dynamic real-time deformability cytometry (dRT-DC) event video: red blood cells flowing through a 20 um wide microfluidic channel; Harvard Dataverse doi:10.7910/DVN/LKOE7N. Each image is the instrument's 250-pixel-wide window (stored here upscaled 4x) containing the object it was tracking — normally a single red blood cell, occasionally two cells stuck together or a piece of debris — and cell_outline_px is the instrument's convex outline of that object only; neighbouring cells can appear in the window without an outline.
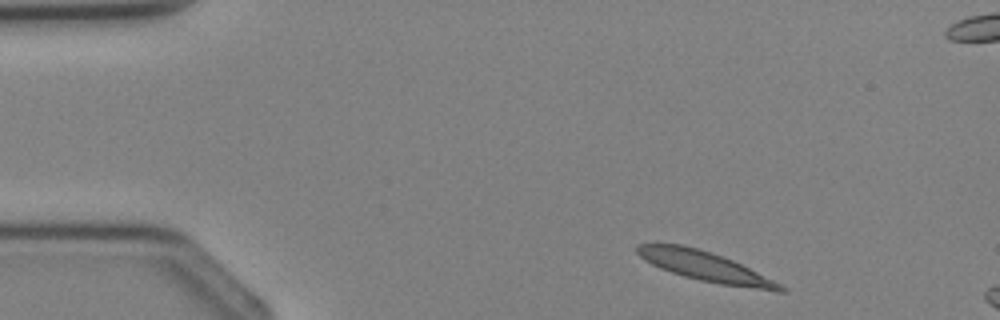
{"species": "Egyptian fruit bat (a non-hibernating species)", "species_latin": "Rousettus aegyptiacus", "temperature_condition": "cold", "stored_images_in_passage": 3, "camera_frame_rate_fps": 3000, "um_per_image_px": 0.085, "animal": {"sex": "female"}, "frame": {"image": 1, "passage_image": 1, "time_ms": 0.0, "image_size_px": [1000, 320], "cell_outline_px": [[788, 292], [776, 292], [720, 284], [700, 280], [684, 276], [660, 268], [644, 260], [636, 252], [636, 244], [680, 244], [696, 248], [732, 260], [788, 288]], "centroid_in_image_um": [59.94, 22.67], "position_along_channel_um": 25.1, "area_um2": 24.28}}